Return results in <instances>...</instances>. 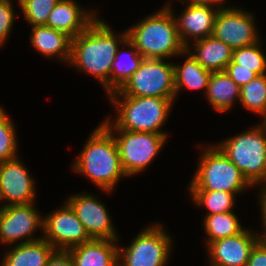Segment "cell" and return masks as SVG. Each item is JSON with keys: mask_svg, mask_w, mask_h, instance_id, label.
<instances>
[{"mask_svg": "<svg viewBox=\"0 0 266 266\" xmlns=\"http://www.w3.org/2000/svg\"><path fill=\"white\" fill-rule=\"evenodd\" d=\"M118 243V240L92 239L68 251L75 266H118Z\"/></svg>", "mask_w": 266, "mask_h": 266, "instance_id": "obj_18", "label": "cell"}, {"mask_svg": "<svg viewBox=\"0 0 266 266\" xmlns=\"http://www.w3.org/2000/svg\"><path fill=\"white\" fill-rule=\"evenodd\" d=\"M23 163L16 158L0 163V202L2 206L27 205L35 202V182Z\"/></svg>", "mask_w": 266, "mask_h": 266, "instance_id": "obj_14", "label": "cell"}, {"mask_svg": "<svg viewBox=\"0 0 266 266\" xmlns=\"http://www.w3.org/2000/svg\"><path fill=\"white\" fill-rule=\"evenodd\" d=\"M239 101L247 110L262 115L266 110V74L257 75L243 85Z\"/></svg>", "mask_w": 266, "mask_h": 266, "instance_id": "obj_27", "label": "cell"}, {"mask_svg": "<svg viewBox=\"0 0 266 266\" xmlns=\"http://www.w3.org/2000/svg\"><path fill=\"white\" fill-rule=\"evenodd\" d=\"M126 38L127 30L117 35L104 20L97 17L85 31L71 39L68 65L91 74L109 95L112 63Z\"/></svg>", "mask_w": 266, "mask_h": 266, "instance_id": "obj_1", "label": "cell"}, {"mask_svg": "<svg viewBox=\"0 0 266 266\" xmlns=\"http://www.w3.org/2000/svg\"><path fill=\"white\" fill-rule=\"evenodd\" d=\"M172 244L162 224L150 225L128 247L118 244V266H166Z\"/></svg>", "mask_w": 266, "mask_h": 266, "instance_id": "obj_7", "label": "cell"}, {"mask_svg": "<svg viewBox=\"0 0 266 266\" xmlns=\"http://www.w3.org/2000/svg\"><path fill=\"white\" fill-rule=\"evenodd\" d=\"M118 91L126 96L176 98L174 66L164 59H144Z\"/></svg>", "mask_w": 266, "mask_h": 266, "instance_id": "obj_8", "label": "cell"}, {"mask_svg": "<svg viewBox=\"0 0 266 266\" xmlns=\"http://www.w3.org/2000/svg\"><path fill=\"white\" fill-rule=\"evenodd\" d=\"M34 205L35 202L27 205L1 206L0 242L2 244L14 245L17 241H19L18 244L28 243L43 238L33 237L37 229H43V216H40Z\"/></svg>", "mask_w": 266, "mask_h": 266, "instance_id": "obj_12", "label": "cell"}, {"mask_svg": "<svg viewBox=\"0 0 266 266\" xmlns=\"http://www.w3.org/2000/svg\"><path fill=\"white\" fill-rule=\"evenodd\" d=\"M188 4L192 5H203V6H213L216 8H224L225 0H186ZM215 5V6H214Z\"/></svg>", "mask_w": 266, "mask_h": 266, "instance_id": "obj_35", "label": "cell"}, {"mask_svg": "<svg viewBox=\"0 0 266 266\" xmlns=\"http://www.w3.org/2000/svg\"><path fill=\"white\" fill-rule=\"evenodd\" d=\"M261 40L253 45L234 49L232 61L237 68L251 69L257 75L266 74V56L261 49Z\"/></svg>", "mask_w": 266, "mask_h": 266, "instance_id": "obj_28", "label": "cell"}, {"mask_svg": "<svg viewBox=\"0 0 266 266\" xmlns=\"http://www.w3.org/2000/svg\"><path fill=\"white\" fill-rule=\"evenodd\" d=\"M56 249L45 239L14 244L4 253L0 266H46Z\"/></svg>", "mask_w": 266, "mask_h": 266, "instance_id": "obj_21", "label": "cell"}, {"mask_svg": "<svg viewBox=\"0 0 266 266\" xmlns=\"http://www.w3.org/2000/svg\"><path fill=\"white\" fill-rule=\"evenodd\" d=\"M240 88L225 71L212 72L204 95L214 110L223 113L240 100Z\"/></svg>", "mask_w": 266, "mask_h": 266, "instance_id": "obj_22", "label": "cell"}, {"mask_svg": "<svg viewBox=\"0 0 266 266\" xmlns=\"http://www.w3.org/2000/svg\"><path fill=\"white\" fill-rule=\"evenodd\" d=\"M186 49L203 68L211 72L224 71L232 61L233 49L213 35L192 44L190 42Z\"/></svg>", "mask_w": 266, "mask_h": 266, "instance_id": "obj_19", "label": "cell"}, {"mask_svg": "<svg viewBox=\"0 0 266 266\" xmlns=\"http://www.w3.org/2000/svg\"><path fill=\"white\" fill-rule=\"evenodd\" d=\"M169 3L127 29V38L145 59L183 56L182 53L186 50Z\"/></svg>", "mask_w": 266, "mask_h": 266, "instance_id": "obj_3", "label": "cell"}, {"mask_svg": "<svg viewBox=\"0 0 266 266\" xmlns=\"http://www.w3.org/2000/svg\"><path fill=\"white\" fill-rule=\"evenodd\" d=\"M224 71L239 87L249 83L257 76L251 69L237 68V64L233 61L228 64Z\"/></svg>", "mask_w": 266, "mask_h": 266, "instance_id": "obj_32", "label": "cell"}, {"mask_svg": "<svg viewBox=\"0 0 266 266\" xmlns=\"http://www.w3.org/2000/svg\"><path fill=\"white\" fill-rule=\"evenodd\" d=\"M15 12L11 0H0V46L5 44L14 26Z\"/></svg>", "mask_w": 266, "mask_h": 266, "instance_id": "obj_31", "label": "cell"}, {"mask_svg": "<svg viewBox=\"0 0 266 266\" xmlns=\"http://www.w3.org/2000/svg\"><path fill=\"white\" fill-rule=\"evenodd\" d=\"M121 45H124L130 50L125 52V54L124 51L122 54L121 50H117L111 67L110 93L119 90L132 76V74L140 67L141 63L145 59L128 38H126ZM123 58H126V61L123 60Z\"/></svg>", "mask_w": 266, "mask_h": 266, "instance_id": "obj_24", "label": "cell"}, {"mask_svg": "<svg viewBox=\"0 0 266 266\" xmlns=\"http://www.w3.org/2000/svg\"><path fill=\"white\" fill-rule=\"evenodd\" d=\"M261 219H262L261 226L263 227L262 235H263V238L266 240V216H261Z\"/></svg>", "mask_w": 266, "mask_h": 266, "instance_id": "obj_36", "label": "cell"}, {"mask_svg": "<svg viewBox=\"0 0 266 266\" xmlns=\"http://www.w3.org/2000/svg\"><path fill=\"white\" fill-rule=\"evenodd\" d=\"M252 186L266 188V134L260 125L217 143Z\"/></svg>", "mask_w": 266, "mask_h": 266, "instance_id": "obj_6", "label": "cell"}, {"mask_svg": "<svg viewBox=\"0 0 266 266\" xmlns=\"http://www.w3.org/2000/svg\"><path fill=\"white\" fill-rule=\"evenodd\" d=\"M108 97L118 111L114 121H110V117L102 121L108 130L159 133L167 137L161 128L168 120L176 98L126 96L118 90Z\"/></svg>", "mask_w": 266, "mask_h": 266, "instance_id": "obj_4", "label": "cell"}, {"mask_svg": "<svg viewBox=\"0 0 266 266\" xmlns=\"http://www.w3.org/2000/svg\"><path fill=\"white\" fill-rule=\"evenodd\" d=\"M203 225L208 237L206 246L210 242L236 235L244 229L234 211L206 215Z\"/></svg>", "mask_w": 266, "mask_h": 266, "instance_id": "obj_25", "label": "cell"}, {"mask_svg": "<svg viewBox=\"0 0 266 266\" xmlns=\"http://www.w3.org/2000/svg\"><path fill=\"white\" fill-rule=\"evenodd\" d=\"M246 266H266V240L264 238L254 246Z\"/></svg>", "mask_w": 266, "mask_h": 266, "instance_id": "obj_33", "label": "cell"}, {"mask_svg": "<svg viewBox=\"0 0 266 266\" xmlns=\"http://www.w3.org/2000/svg\"><path fill=\"white\" fill-rule=\"evenodd\" d=\"M195 205L207 208L206 215L233 211L235 197L233 193L225 191H189Z\"/></svg>", "mask_w": 266, "mask_h": 266, "instance_id": "obj_26", "label": "cell"}, {"mask_svg": "<svg viewBox=\"0 0 266 266\" xmlns=\"http://www.w3.org/2000/svg\"><path fill=\"white\" fill-rule=\"evenodd\" d=\"M72 167L104 192H111L119 179L127 177L114 135L103 124L91 132Z\"/></svg>", "mask_w": 266, "mask_h": 266, "instance_id": "obj_2", "label": "cell"}, {"mask_svg": "<svg viewBox=\"0 0 266 266\" xmlns=\"http://www.w3.org/2000/svg\"><path fill=\"white\" fill-rule=\"evenodd\" d=\"M253 14L236 7L220 8L212 35L230 48L237 49L259 42Z\"/></svg>", "mask_w": 266, "mask_h": 266, "instance_id": "obj_11", "label": "cell"}, {"mask_svg": "<svg viewBox=\"0 0 266 266\" xmlns=\"http://www.w3.org/2000/svg\"><path fill=\"white\" fill-rule=\"evenodd\" d=\"M117 142L122 168L127 175L143 172L160 152L167 137L159 133L109 130Z\"/></svg>", "mask_w": 266, "mask_h": 266, "instance_id": "obj_9", "label": "cell"}, {"mask_svg": "<svg viewBox=\"0 0 266 266\" xmlns=\"http://www.w3.org/2000/svg\"><path fill=\"white\" fill-rule=\"evenodd\" d=\"M219 8L187 4L180 16L174 18L182 44L189 46L190 40L197 41L211 36Z\"/></svg>", "mask_w": 266, "mask_h": 266, "instance_id": "obj_16", "label": "cell"}, {"mask_svg": "<svg viewBox=\"0 0 266 266\" xmlns=\"http://www.w3.org/2000/svg\"><path fill=\"white\" fill-rule=\"evenodd\" d=\"M46 266H75L68 250H55L48 258Z\"/></svg>", "mask_w": 266, "mask_h": 266, "instance_id": "obj_34", "label": "cell"}, {"mask_svg": "<svg viewBox=\"0 0 266 266\" xmlns=\"http://www.w3.org/2000/svg\"><path fill=\"white\" fill-rule=\"evenodd\" d=\"M59 0H19L24 19L32 26L46 25Z\"/></svg>", "mask_w": 266, "mask_h": 266, "instance_id": "obj_30", "label": "cell"}, {"mask_svg": "<svg viewBox=\"0 0 266 266\" xmlns=\"http://www.w3.org/2000/svg\"><path fill=\"white\" fill-rule=\"evenodd\" d=\"M30 42L45 57H54L69 63L71 38L65 33L45 25L32 26Z\"/></svg>", "mask_w": 266, "mask_h": 266, "instance_id": "obj_20", "label": "cell"}, {"mask_svg": "<svg viewBox=\"0 0 266 266\" xmlns=\"http://www.w3.org/2000/svg\"><path fill=\"white\" fill-rule=\"evenodd\" d=\"M263 116V121L261 123H259L260 127L264 130L265 134H266V110L265 112L261 115Z\"/></svg>", "mask_w": 266, "mask_h": 266, "instance_id": "obj_37", "label": "cell"}, {"mask_svg": "<svg viewBox=\"0 0 266 266\" xmlns=\"http://www.w3.org/2000/svg\"><path fill=\"white\" fill-rule=\"evenodd\" d=\"M41 231L43 239L56 250H68L92 240L67 202H64L62 208L43 217Z\"/></svg>", "mask_w": 266, "mask_h": 266, "instance_id": "obj_10", "label": "cell"}, {"mask_svg": "<svg viewBox=\"0 0 266 266\" xmlns=\"http://www.w3.org/2000/svg\"><path fill=\"white\" fill-rule=\"evenodd\" d=\"M247 228L207 245L209 266H246L254 246L263 238Z\"/></svg>", "mask_w": 266, "mask_h": 266, "instance_id": "obj_15", "label": "cell"}, {"mask_svg": "<svg viewBox=\"0 0 266 266\" xmlns=\"http://www.w3.org/2000/svg\"><path fill=\"white\" fill-rule=\"evenodd\" d=\"M12 119L0 106V163L16 158L18 155V140Z\"/></svg>", "mask_w": 266, "mask_h": 266, "instance_id": "obj_29", "label": "cell"}, {"mask_svg": "<svg viewBox=\"0 0 266 266\" xmlns=\"http://www.w3.org/2000/svg\"><path fill=\"white\" fill-rule=\"evenodd\" d=\"M182 55L185 57L187 56L183 65L173 64L176 97L179 91L183 88L190 90L203 89L206 94L212 72L203 68L187 49L182 53Z\"/></svg>", "mask_w": 266, "mask_h": 266, "instance_id": "obj_23", "label": "cell"}, {"mask_svg": "<svg viewBox=\"0 0 266 266\" xmlns=\"http://www.w3.org/2000/svg\"><path fill=\"white\" fill-rule=\"evenodd\" d=\"M201 155L189 191L217 190L237 195L253 187L217 145L206 146Z\"/></svg>", "mask_w": 266, "mask_h": 266, "instance_id": "obj_5", "label": "cell"}, {"mask_svg": "<svg viewBox=\"0 0 266 266\" xmlns=\"http://www.w3.org/2000/svg\"><path fill=\"white\" fill-rule=\"evenodd\" d=\"M81 7L74 0H59L45 26L63 32L71 39L75 38L98 17L96 11H84Z\"/></svg>", "mask_w": 266, "mask_h": 266, "instance_id": "obj_17", "label": "cell"}, {"mask_svg": "<svg viewBox=\"0 0 266 266\" xmlns=\"http://www.w3.org/2000/svg\"><path fill=\"white\" fill-rule=\"evenodd\" d=\"M91 239L118 240L111 216L104 203L93 194H74L66 200Z\"/></svg>", "mask_w": 266, "mask_h": 266, "instance_id": "obj_13", "label": "cell"}]
</instances>
